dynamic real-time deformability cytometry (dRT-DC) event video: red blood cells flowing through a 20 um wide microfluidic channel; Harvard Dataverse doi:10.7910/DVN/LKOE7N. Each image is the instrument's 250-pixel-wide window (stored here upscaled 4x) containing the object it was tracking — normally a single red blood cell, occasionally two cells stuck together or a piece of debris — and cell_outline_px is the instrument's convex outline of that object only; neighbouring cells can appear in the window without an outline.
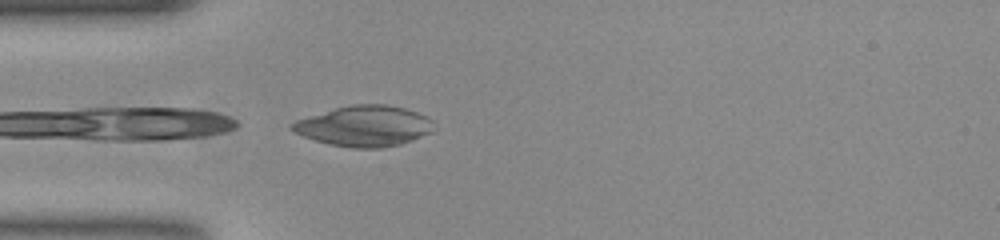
{"species": "common noctule bat (a hibernating species)", "species_latin": "Nyctalus noctula", "temperature_condition": "room temperature", "stored_images_in_passage": 23, "camera_frame_rate_fps": 3000, "um_per_image_px": 0.085, "animal": {"sex": "female", "body_mass_g": 23.0, "forearm_length_mm": 53.4}, "frame": {"image": 1, "passage_image": 1, "time_ms": 0.0, "image_size_px": [1000, 240], "cell_outline_px": [[432, 132], [412, 140], [400, 144], [380, 148], [352, 148], [328, 144], [304, 136], [296, 132], [292, 128], [292, 124], [296, 120], [336, 108], [352, 104], [388, 104], [404, 108], [416, 112], [432, 120]], "centroid_in_image_um": [30.99, 10.71], "position_along_channel_um": 54.0, "area_um2": 33.12}}
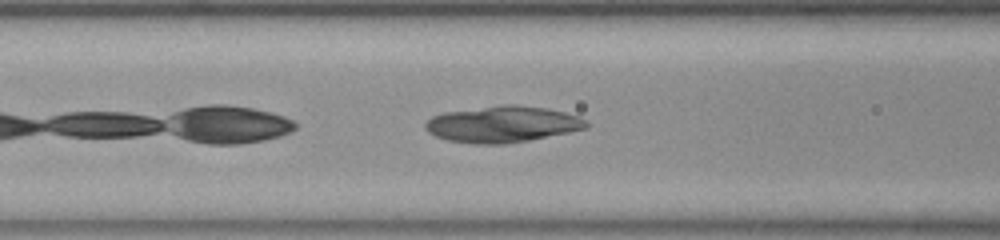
{"frame": {"image": 2, "passage_image": 7, "time_ms": 2.0, "image_size_px": [1000, 240], "cell_outline_px": [[588, 128], [528, 140], [504, 144], [472, 144], [448, 140], [436, 136], [428, 132], [424, 128], [424, 124], [432, 116], [444, 112], [508, 104], [512, 104], [544, 108], [564, 112], [576, 116], [584, 120], [588, 124]], "centroid_in_image_um": [42.67, 10.57], "position_along_channel_um": 123.9, "area_um2": 33.7}}
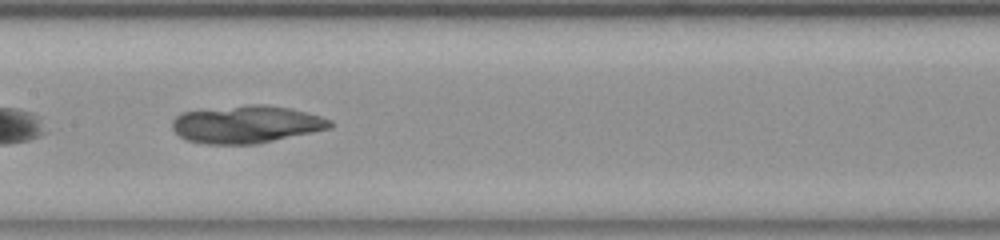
{"frame": {"image": 3, "passage_image": 12, "time_ms": 3.667, "image_size_px": [1000, 240], "cell_outline_px": [[332, 124], [328, 128], [256, 144], [204, 144], [188, 140], [180, 136], [172, 128], [172, 120], [176, 116], [184, 112], [248, 104], [264, 104], [288, 108], [320, 116], [332, 120]], "centroid_in_image_um": [20.9, 10.57], "position_along_channel_um": 186.5, "area_um2": 34.04}}